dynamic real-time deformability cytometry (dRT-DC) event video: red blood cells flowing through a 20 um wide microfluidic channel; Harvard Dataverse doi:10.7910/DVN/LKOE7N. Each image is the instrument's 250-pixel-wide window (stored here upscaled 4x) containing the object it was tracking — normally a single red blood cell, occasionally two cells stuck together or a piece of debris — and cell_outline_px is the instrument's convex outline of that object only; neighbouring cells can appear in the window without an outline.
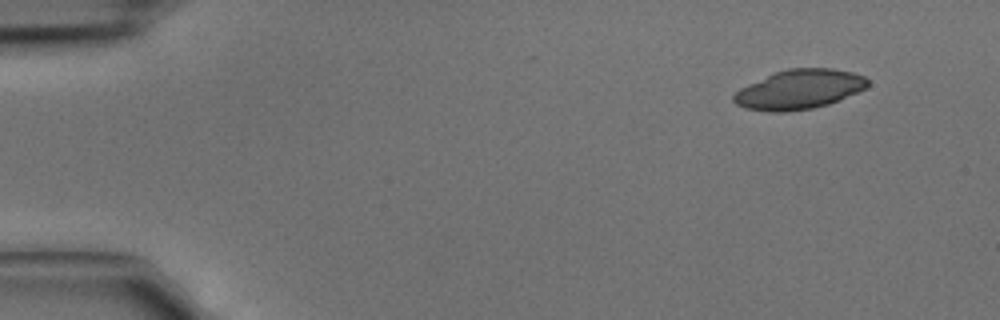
{"species": "common noctule bat (a hibernating species)", "species_latin": "Nyctalus noctula", "temperature_condition": "cold", "stored_images_in_passage": 3, "camera_frame_rate_fps": 3000, "um_per_image_px": 0.085, "animal": {"sex": "male", "body_mass_g": 15.6}, "frame": {"image": 1, "passage_image": 1, "time_ms": 0.0, "image_size_px": [1000, 320], "cell_outline_px": [[868, 84], [864, 88], [856, 92], [828, 104], [812, 108], [784, 112], [772, 112], [744, 108], [736, 104], [732, 100], [732, 96], [740, 88], [748, 84], [776, 72], [788, 68], [832, 68], [852, 72], [864, 76], [868, 80]], "centroid_in_image_um": [67.9, 7.6], "position_along_channel_um": 17.1, "area_um2": 30.52}}